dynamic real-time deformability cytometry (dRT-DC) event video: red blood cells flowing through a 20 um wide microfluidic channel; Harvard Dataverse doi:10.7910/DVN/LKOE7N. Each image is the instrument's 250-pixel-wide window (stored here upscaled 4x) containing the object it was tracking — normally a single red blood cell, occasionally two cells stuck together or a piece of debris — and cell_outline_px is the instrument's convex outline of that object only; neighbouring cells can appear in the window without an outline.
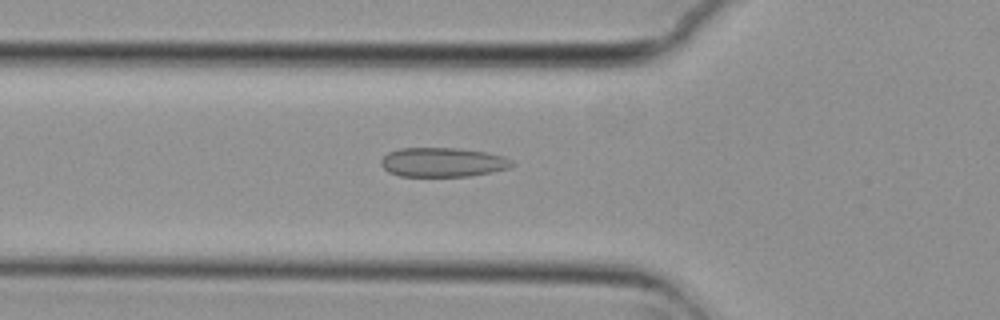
{"species": "common noctule bat (a hibernating species)", "species_latin": "Nyctalus noctula", "temperature_condition": "cold", "stored_images_in_passage": 34, "camera_frame_rate_fps": 3000, "um_per_image_px": 0.085, "animal": {"sex": "female", "body_mass_g": 29.2, "forearm_length_mm": 56.3}, "frame": {"image": 1, "passage_image": 4, "time_ms": 1.0, "image_size_px": [1000, 320], "cell_outline_px": [[516, 164], [508, 168], [492, 172], [468, 176], [400, 176], [388, 172], [380, 164], [380, 160], [388, 152], [400, 148], [460, 148], [484, 152], [504, 156], [512, 160]], "centroid_in_image_um": [37.63, 13.79], "position_along_channel_um": 88.2, "area_um2": 22.43}}
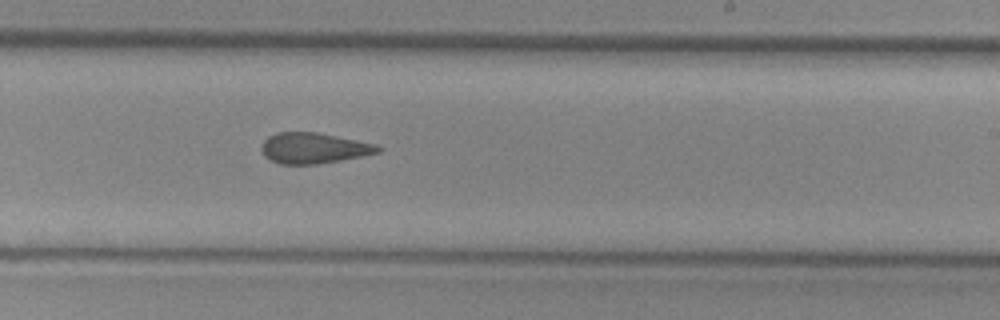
{"frame": {"image": 2, "passage_image": 18, "time_ms": 5.667, "image_size_px": [1000, 320], "cell_outline_px": [[384, 148], [380, 152], [340, 160], [316, 164], [280, 164], [268, 160], [264, 156], [260, 148], [260, 144], [268, 136], [276, 132], [316, 132], [376, 144]], "centroid_in_image_um": [26.61, 12.59], "position_along_channel_um": 262.4, "area_um2": 20.92}}
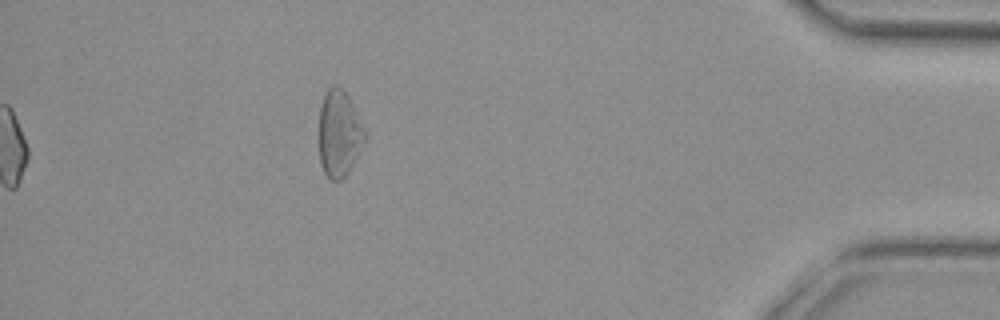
{"frame": {"image": 3, "passage_image": 34, "time_ms": 11.0, "image_size_px": [1000, 320], "cell_outline_px": [[364, 144], [348, 172], [340, 180], [332, 180], [324, 172], [320, 164], [320, 104], [328, 88], [332, 84], [336, 84], [344, 88], [348, 96], [364, 132]], "centroid_in_image_um": [28.8, 11.33], "position_along_channel_um": 406.4, "area_um2": 22.6}, "authors_computed_cell_mechanics": {"area_um2": 21.386, "velocity_mm_per_s": 3.7236, "shape_relaxation_time_tau1_ms": null, "shape_relaxation_time_tau2_ms": 2.4938, "deformation_change_tau1": null, "deformation_change_tau2": 0.0905}}